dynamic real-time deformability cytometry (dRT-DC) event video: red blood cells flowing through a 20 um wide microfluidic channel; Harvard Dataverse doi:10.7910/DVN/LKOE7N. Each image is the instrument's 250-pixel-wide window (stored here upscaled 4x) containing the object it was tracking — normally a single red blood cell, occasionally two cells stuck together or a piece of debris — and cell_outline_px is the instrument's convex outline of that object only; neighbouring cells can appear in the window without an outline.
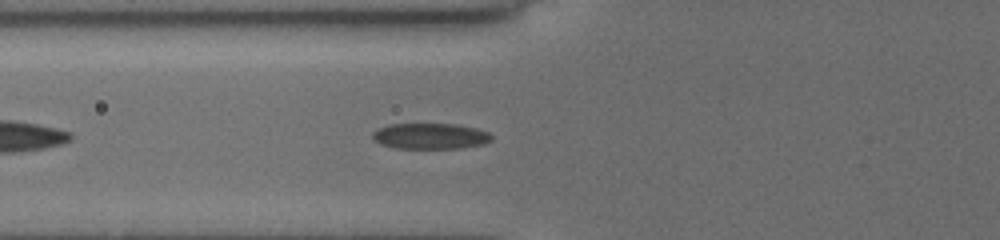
{"species": "common noctule bat (a hibernating species)", "species_latin": "Nyctalus noctula", "temperature_condition": "cold", "stored_images_in_passage": 36, "camera_frame_rate_fps": 3000, "um_per_image_px": 0.085, "animal": {"sex": "female", "body_mass_g": 19.5, "forearm_length_mm": 54.1}, "frame": {"image": 1, "passage_image": 6, "time_ms": 1.667, "image_size_px": [1000, 240], "cell_outline_px": [[492, 140], [484, 144], [460, 148], [396, 148], [380, 144], [372, 140], [372, 132], [388, 124], [456, 124], [476, 128], [488, 132], [492, 136]], "centroid_in_image_um": [36.56, 11.57], "position_along_channel_um": 89.2, "area_um2": 17.98}}
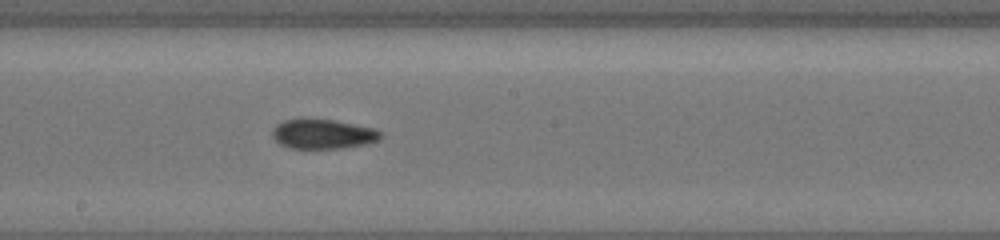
{"frame": {"image": 2, "passage_image": 16, "time_ms": 5.0, "image_size_px": [1000, 240], "cell_outline_px": [[384, 136], [380, 140], [368, 144], [344, 148], [288, 148], [280, 144], [272, 136], [272, 128], [276, 124], [284, 120], [332, 120], [372, 128], [380, 132]], "centroid_in_image_um": [27.46, 11.42], "position_along_channel_um": 220.7, "area_um2": 18.5}}
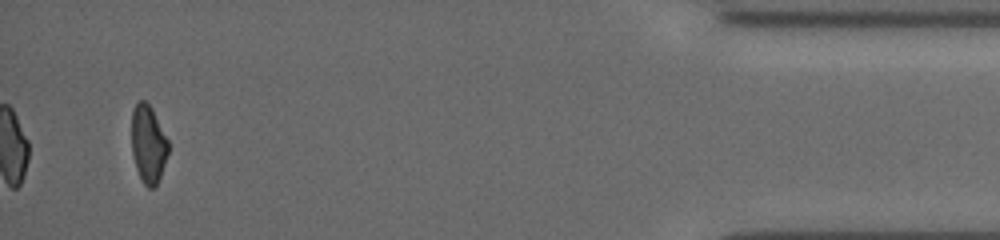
{"frame": {"image": 3, "passage_image": 36, "time_ms": 11.667, "image_size_px": [1000, 240], "cell_outline_px": [[168, 152], [160, 176], [156, 184], [152, 188], [148, 188], [144, 184], [136, 168], [132, 152], [132, 112], [136, 104], [140, 100], [144, 100], [152, 108], [168, 140]], "centroid_in_image_um": [12.6, 12.23], "position_along_channel_um": 422.6, "area_um2": 16.36}, "authors_computed_cell_mechanics": {"area_um2": 18.3515, "velocity_mm_per_s": 3.9343, "shape_relaxation_time_tau1_ms": 5.874, "shape_relaxation_time_tau2_ms": 4.0303, "deformation_change_tau1": 0.1611, "deformation_change_tau2": 0.0967}}